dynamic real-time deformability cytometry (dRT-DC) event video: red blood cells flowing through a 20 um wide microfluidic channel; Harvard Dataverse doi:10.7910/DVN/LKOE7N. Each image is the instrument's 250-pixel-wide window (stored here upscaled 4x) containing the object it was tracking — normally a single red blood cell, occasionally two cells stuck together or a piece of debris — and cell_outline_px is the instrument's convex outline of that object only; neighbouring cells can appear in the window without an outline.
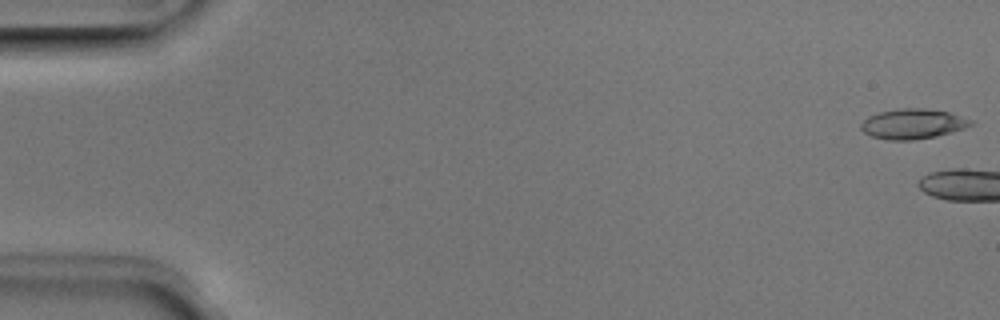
{"species": "Egyptian fruit bat (a non-hibernating species)", "species_latin": "Rousettus aegyptiacus", "temperature_condition": "room temperature", "stored_images_in_passage": 6, "camera_frame_rate_fps": 3000, "um_per_image_px": 0.085, "animal": {"sex": "male"}, "frame": {"image": 1, "passage_image": 1, "time_ms": 0.0, "image_size_px": [1000, 320], "cell_outline_px": [[972, 124], [964, 128], [952, 132], [936, 136], [912, 140], [888, 140], [872, 136], [864, 132], [860, 128], [860, 124], [868, 116], [880, 112], [896, 108], [924, 108], [948, 112], [972, 120]], "centroid_in_image_um": [77.56, 10.52], "position_along_channel_um": 7.4, "area_um2": 19.13}}